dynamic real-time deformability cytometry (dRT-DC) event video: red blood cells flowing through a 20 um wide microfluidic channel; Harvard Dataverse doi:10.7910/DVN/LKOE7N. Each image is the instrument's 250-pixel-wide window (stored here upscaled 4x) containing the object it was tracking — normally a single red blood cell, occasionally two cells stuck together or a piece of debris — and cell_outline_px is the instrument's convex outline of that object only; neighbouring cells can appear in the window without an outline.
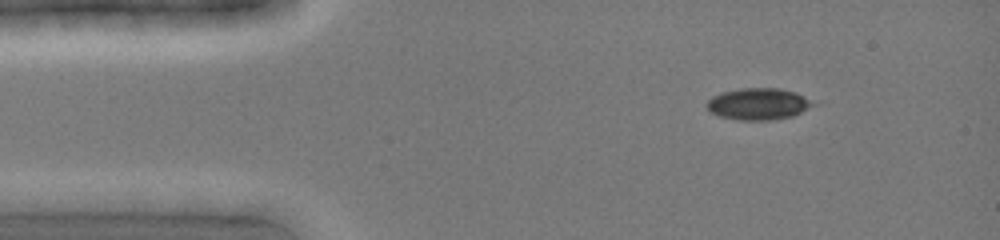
{"species": "common noctule bat (a hibernating species)", "species_latin": "Nyctalus noctula", "temperature_condition": "cold", "stored_images_in_passage": 7, "camera_frame_rate_fps": 3000, "um_per_image_px": 0.085, "animal": {"sex": "female", "body_mass_g": 19.0, "forearm_length_mm": 51.5}, "frame": {"image": 1, "passage_image": 1, "time_ms": 0.0, "image_size_px": [1000, 240], "cell_outline_px": [[816, 104], [792, 116], [772, 120], [736, 120], [720, 116], [708, 112], [704, 104], [712, 96], [720, 92], [740, 88], [780, 88], [796, 92], [804, 96]], "centroid_in_image_um": [64.39, 8.83], "position_along_channel_um": 20.6, "area_um2": 19.83}}